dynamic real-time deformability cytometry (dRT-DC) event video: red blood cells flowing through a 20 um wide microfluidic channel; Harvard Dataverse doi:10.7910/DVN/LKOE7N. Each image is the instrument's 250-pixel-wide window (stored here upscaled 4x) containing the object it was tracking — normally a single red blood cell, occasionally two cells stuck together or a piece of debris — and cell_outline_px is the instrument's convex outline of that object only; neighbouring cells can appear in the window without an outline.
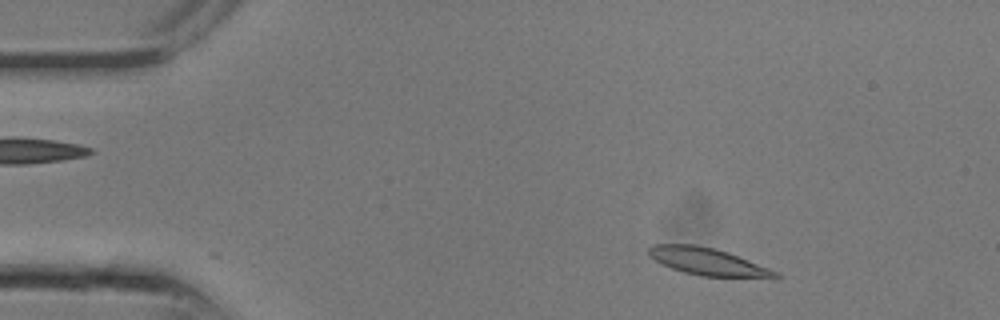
{"species": "common noctule bat (a hibernating species)", "species_latin": "Nyctalus noctula", "temperature_condition": "room temperature", "stored_images_in_passage": 7, "camera_frame_rate_fps": 3000, "um_per_image_px": 0.085, "animal": {"sex": "male", "body_mass_g": 13.3}, "frame": {"image": 1, "passage_image": 3, "time_ms": 0.667, "image_size_px": [1000, 320], "cell_outline_px": [[780, 276], [776, 280], [700, 276], [684, 272], [660, 264], [648, 256], [648, 248], [652, 244], [696, 244], [728, 252], [780, 272]], "centroid_in_image_um": [60.25, 22.28], "position_along_channel_um": 24.7, "area_um2": 20.92}}
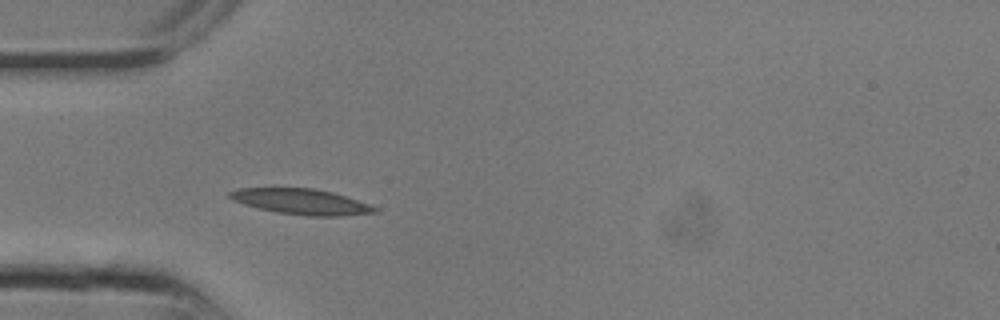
{"frame": {"image": 2, "passage_image": 7, "time_ms": 2.0, "image_size_px": [1000, 320], "cell_outline_px": [[380, 212], [340, 216], [308, 216], [276, 212], [244, 204], [232, 200], [228, 196], [228, 192], [240, 188], [312, 188], [332, 192], [380, 208]], "centroid_in_image_um": [25.62, 17.14], "position_along_channel_um": 59.4, "area_um2": 21.5}}